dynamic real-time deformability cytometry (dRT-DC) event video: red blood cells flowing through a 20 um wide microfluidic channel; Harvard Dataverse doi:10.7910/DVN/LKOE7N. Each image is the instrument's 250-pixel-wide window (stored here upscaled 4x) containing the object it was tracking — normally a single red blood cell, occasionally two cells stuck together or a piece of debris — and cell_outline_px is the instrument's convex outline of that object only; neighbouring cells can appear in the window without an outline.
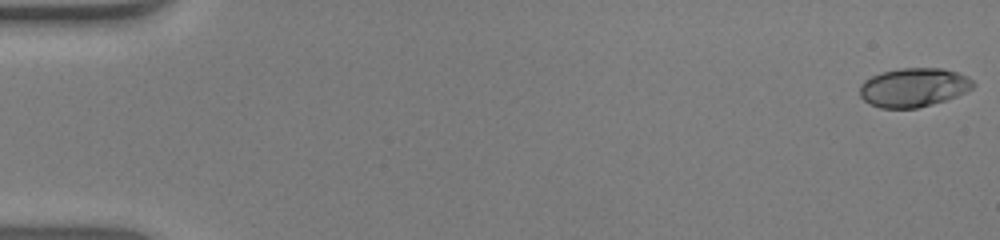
{"species": "human", "species_latin": "Homo sapiens", "temperature_condition": "warm", "stored_images_in_passage": 53, "camera_frame_rate_fps": 3000, "um_per_image_px": 0.085, "donor": {"sex": "male"}, "frame": {"image": 1, "passage_image": 1, "time_ms": 0.0, "image_size_px": [1000, 240], "cell_outline_px": [[976, 84], [972, 88], [956, 96], [932, 104], [916, 108], [880, 108], [864, 100], [860, 96], [860, 84], [864, 80], [880, 72], [900, 68], [944, 68], [968, 76]], "centroid_in_image_um": [77.65, 7.42], "position_along_channel_um": 7.4, "area_um2": 25.66}}
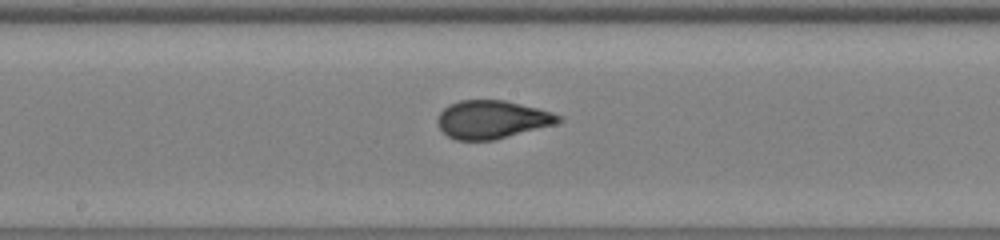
{"frame": {"image": 2, "passage_image": 29, "time_ms": 9.333, "image_size_px": [1000, 240], "cell_outline_px": [[564, 120], [556, 124], [492, 140], [456, 140], [448, 136], [436, 124], [436, 120], [440, 112], [448, 104], [460, 100], [504, 100], [552, 112], [560, 116]], "centroid_in_image_um": [41.79, 10.15], "position_along_channel_um": 206.4, "area_um2": 26.76}}
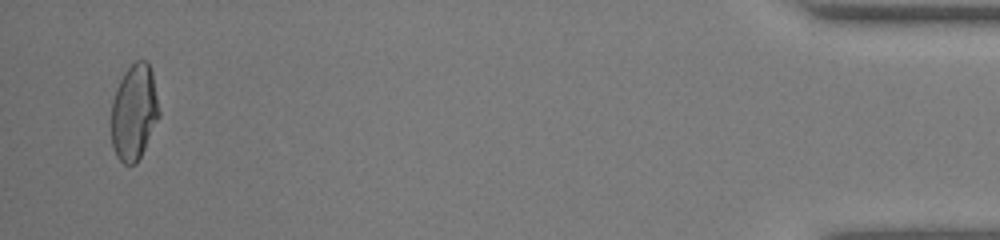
{"frame": {"image": 3, "passage_image": 52, "time_ms": 17.0, "image_size_px": [1000, 240], "cell_outline_px": [[160, 116], [136, 164], [124, 164], [116, 156], [112, 148], [112, 100], [116, 88], [124, 72], [136, 60], [148, 60], [152, 72], [160, 112]], "centroid_in_image_um": [11.4, 9.52], "position_along_channel_um": 423.8, "area_um2": 26.65}, "authors_computed_cell_mechanics": {"area_um2": 26.5302, "velocity_mm_per_s": 3.9227, "shape_relaxation_time_tau1_ms": 8.1025, "shape_relaxation_time_tau2_ms": null, "deformation_change_tau1": 0.3106, "deformation_change_tau2": null}}